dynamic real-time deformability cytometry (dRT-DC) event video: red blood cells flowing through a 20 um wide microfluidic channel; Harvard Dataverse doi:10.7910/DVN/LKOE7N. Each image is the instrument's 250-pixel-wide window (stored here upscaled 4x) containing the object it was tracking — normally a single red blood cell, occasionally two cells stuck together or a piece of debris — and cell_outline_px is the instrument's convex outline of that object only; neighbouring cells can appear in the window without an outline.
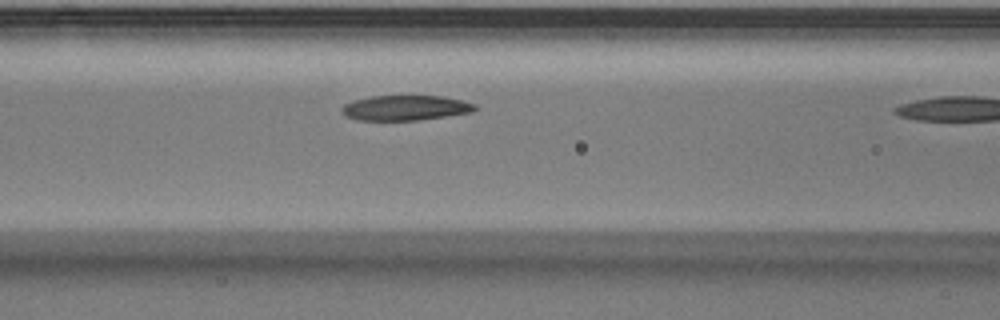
{"species": "Egyptian fruit bat (a non-hibernating species)", "species_latin": "Rousettus aegyptiacus", "temperature_condition": "warm", "stored_images_in_passage": 11, "camera_frame_rate_fps": 3000, "um_per_image_px": 0.085, "animal": {"sex": "male"}, "frame": {"image": 1, "passage_image": 10, "time_ms": 3.0, "image_size_px": [1000, 320], "cell_outline_px": [[480, 108], [472, 112], [416, 120], [356, 120], [348, 116], [340, 108], [344, 104], [352, 100], [372, 96], [444, 96], [464, 100], [476, 104]], "centroid_in_image_um": [34.5, 9.15], "position_along_channel_um": 132.1, "area_um2": 19.48}}